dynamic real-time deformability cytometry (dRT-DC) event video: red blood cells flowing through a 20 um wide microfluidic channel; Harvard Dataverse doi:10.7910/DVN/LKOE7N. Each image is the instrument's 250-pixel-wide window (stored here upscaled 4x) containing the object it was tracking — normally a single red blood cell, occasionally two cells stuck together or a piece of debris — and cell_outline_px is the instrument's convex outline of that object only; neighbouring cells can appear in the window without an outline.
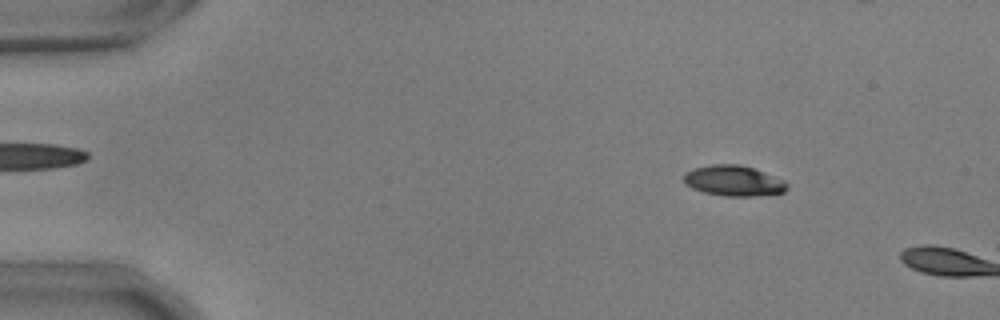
{"species": "common noctule bat (a hibernating species)", "species_latin": "Nyctalus noctula", "temperature_condition": "warm", "stored_images_in_passage": 5, "camera_frame_rate_fps": 3000, "um_per_image_px": 0.085, "animal": {"sex": "male", "body_mass_g": 17.9, "forearm_length_mm": 54.2}, "frame": {"image": 1, "passage_image": 3, "time_ms": 0.667, "image_size_px": [1000, 320], "cell_outline_px": [[788, 188], [784, 192], [752, 196], [728, 196], [704, 192], [692, 188], [684, 180], [684, 172], [692, 168], [712, 164], [740, 164], [764, 172], [784, 180], [788, 184]], "centroid_in_image_um": [62.35, 15.35], "position_along_channel_um": 22.6, "area_um2": 18.26}}